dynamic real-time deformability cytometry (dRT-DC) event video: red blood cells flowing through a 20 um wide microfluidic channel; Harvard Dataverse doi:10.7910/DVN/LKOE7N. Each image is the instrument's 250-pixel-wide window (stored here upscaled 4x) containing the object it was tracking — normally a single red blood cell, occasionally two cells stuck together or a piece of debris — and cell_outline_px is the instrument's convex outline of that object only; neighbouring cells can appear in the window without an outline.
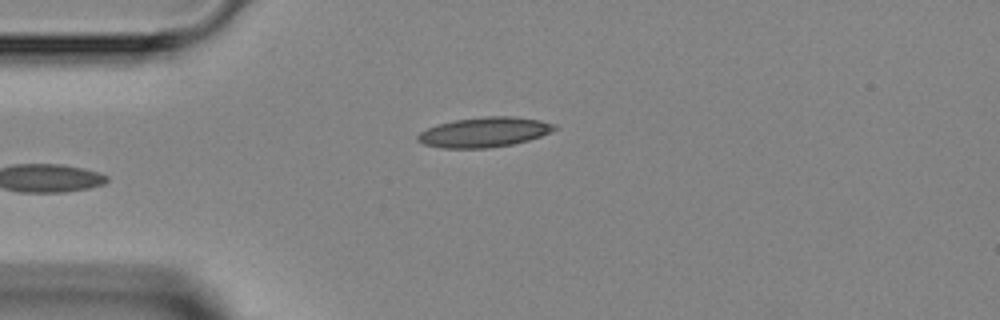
{"species": "Egyptian fruit bat (a non-hibernating species)", "species_latin": "Rousettus aegyptiacus", "temperature_condition": "room temperature", "stored_images_in_passage": 2, "camera_frame_rate_fps": 3000, "um_per_image_px": 0.085, "animal": {"sex": "female"}, "frame": {"image": 1, "passage_image": 2, "time_ms": 1.0, "image_size_px": [1000, 320], "cell_outline_px": [[556, 128], [540, 136], [528, 140], [512, 144], [488, 148], [444, 148], [424, 144], [416, 140], [416, 136], [420, 132], [436, 124], [456, 120], [484, 116], [512, 116], [540, 120], [556, 124]], "centroid_in_image_um": [41.13, 11.23], "position_along_channel_um": 43.9, "area_um2": 23.7}}